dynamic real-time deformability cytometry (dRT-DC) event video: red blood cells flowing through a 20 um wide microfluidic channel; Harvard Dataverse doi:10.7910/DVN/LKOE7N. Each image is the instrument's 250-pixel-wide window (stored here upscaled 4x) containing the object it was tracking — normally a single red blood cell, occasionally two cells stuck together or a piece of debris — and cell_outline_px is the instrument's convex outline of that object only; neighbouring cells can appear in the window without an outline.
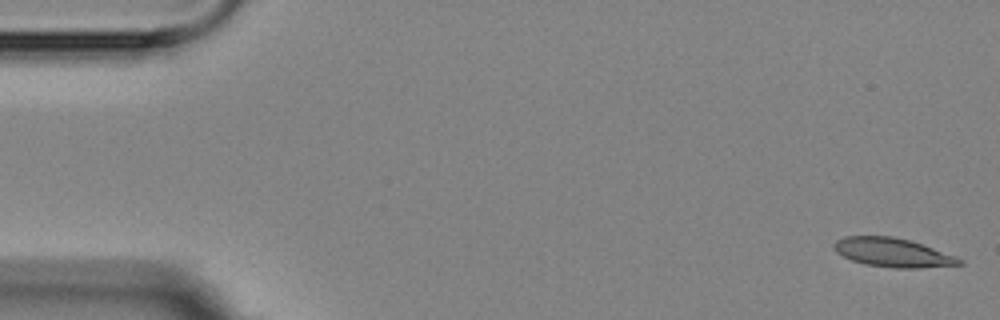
{"species": "Egyptian fruit bat (a non-hibernating species)", "species_latin": "Rousettus aegyptiacus", "temperature_condition": "room temperature", "stored_images_in_passage": 4, "camera_frame_rate_fps": 3000, "um_per_image_px": 0.085, "animal": {"sex": "female"}, "frame": {"image": 1, "passage_image": 1, "time_ms": 0.0, "image_size_px": [1000, 320], "cell_outline_px": [[964, 264], [920, 268], [896, 268], [864, 264], [852, 260], [836, 252], [832, 248], [832, 244], [836, 240], [844, 236], [892, 236], [908, 240], [956, 256], [964, 260]], "centroid_in_image_um": [75.86, 21.47], "position_along_channel_um": 9.1, "area_um2": 21.04}}
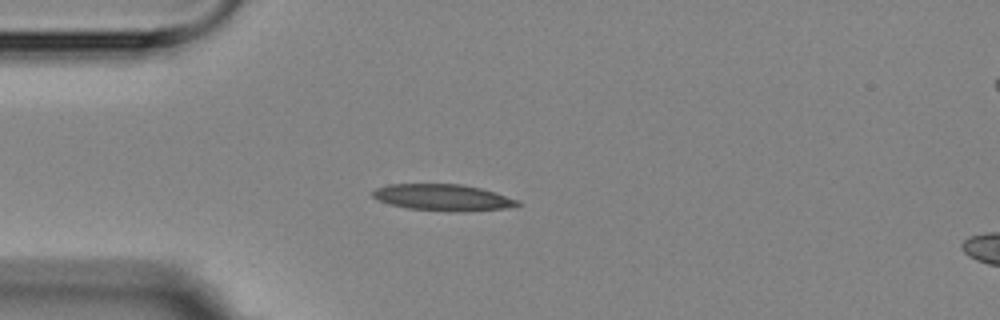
{"frame": {"image": 2, "passage_image": 4, "time_ms": 4.333, "image_size_px": [1000, 320], "cell_outline_px": [[520, 204], [516, 208], [464, 212], [448, 212], [408, 208], [388, 204], [372, 196], [372, 192], [376, 188], [388, 184], [460, 184], [480, 188], [496, 192], [520, 200]], "centroid_in_image_um": [37.73, 16.8], "position_along_channel_um": 47.3, "area_um2": 22.77}}